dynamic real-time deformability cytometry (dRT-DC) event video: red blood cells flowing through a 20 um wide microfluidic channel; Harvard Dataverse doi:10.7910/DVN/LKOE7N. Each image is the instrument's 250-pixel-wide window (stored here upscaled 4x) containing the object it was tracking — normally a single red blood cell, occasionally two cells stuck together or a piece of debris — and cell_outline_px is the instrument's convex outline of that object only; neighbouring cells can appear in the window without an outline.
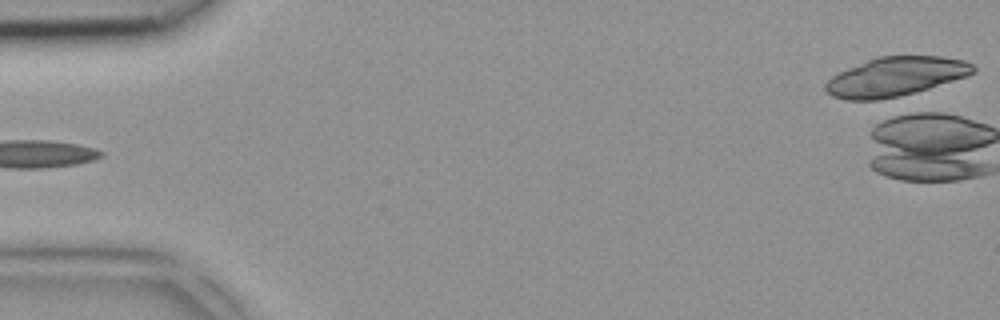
{"species": "common noctule bat (a hibernating species)", "species_latin": "Nyctalus noctula", "temperature_condition": "room temperature", "stored_images_in_passage": 5, "camera_frame_rate_fps": 3000, "um_per_image_px": 0.085, "animal": {"sex": "female", "body_mass_g": 18.4}, "frame": {"image": 1, "passage_image": 1, "time_ms": 0.0, "image_size_px": [1000, 320], "cell_outline_px": [[976, 72], [968, 76], [892, 100], [844, 100], [832, 96], [824, 88], [824, 84], [832, 76], [848, 68], [868, 60], [880, 56], [940, 56], [964, 60], [972, 64], [976, 68]], "centroid_in_image_um": [76.15, 6.54], "position_along_channel_um": 8.9, "area_um2": 34.04}}